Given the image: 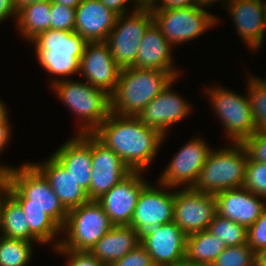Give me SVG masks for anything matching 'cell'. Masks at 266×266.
Wrapping results in <instances>:
<instances>
[{
  "mask_svg": "<svg viewBox=\"0 0 266 266\" xmlns=\"http://www.w3.org/2000/svg\"><path fill=\"white\" fill-rule=\"evenodd\" d=\"M8 193L20 204L30 232L41 242L54 241L61 234L68 211L53 192L44 175L31 163L6 171Z\"/></svg>",
  "mask_w": 266,
  "mask_h": 266,
  "instance_id": "1",
  "label": "cell"
},
{
  "mask_svg": "<svg viewBox=\"0 0 266 266\" xmlns=\"http://www.w3.org/2000/svg\"><path fill=\"white\" fill-rule=\"evenodd\" d=\"M92 134L112 149L131 171L141 172L155 159L165 138L136 116H121L112 112Z\"/></svg>",
  "mask_w": 266,
  "mask_h": 266,
  "instance_id": "2",
  "label": "cell"
},
{
  "mask_svg": "<svg viewBox=\"0 0 266 266\" xmlns=\"http://www.w3.org/2000/svg\"><path fill=\"white\" fill-rule=\"evenodd\" d=\"M178 76V71L135 67L121 69L116 88L110 95V112L137 116Z\"/></svg>",
  "mask_w": 266,
  "mask_h": 266,
  "instance_id": "3",
  "label": "cell"
},
{
  "mask_svg": "<svg viewBox=\"0 0 266 266\" xmlns=\"http://www.w3.org/2000/svg\"><path fill=\"white\" fill-rule=\"evenodd\" d=\"M34 43L41 66L56 76H70L79 72L80 58L87 41L78 33L51 30L39 33Z\"/></svg>",
  "mask_w": 266,
  "mask_h": 266,
  "instance_id": "4",
  "label": "cell"
},
{
  "mask_svg": "<svg viewBox=\"0 0 266 266\" xmlns=\"http://www.w3.org/2000/svg\"><path fill=\"white\" fill-rule=\"evenodd\" d=\"M248 154L241 142L232 147L211 150L202 167L195 190L216 194L227 189L243 187Z\"/></svg>",
  "mask_w": 266,
  "mask_h": 266,
  "instance_id": "5",
  "label": "cell"
},
{
  "mask_svg": "<svg viewBox=\"0 0 266 266\" xmlns=\"http://www.w3.org/2000/svg\"><path fill=\"white\" fill-rule=\"evenodd\" d=\"M56 94L66 106L83 120L78 134H92L110 114V95L88 82L57 78L52 83ZM83 125V126H82Z\"/></svg>",
  "mask_w": 266,
  "mask_h": 266,
  "instance_id": "6",
  "label": "cell"
},
{
  "mask_svg": "<svg viewBox=\"0 0 266 266\" xmlns=\"http://www.w3.org/2000/svg\"><path fill=\"white\" fill-rule=\"evenodd\" d=\"M113 226L101 204L97 200H90L68 211L61 228L62 233L67 231L68 238L64 241L59 239L54 248L89 252Z\"/></svg>",
  "mask_w": 266,
  "mask_h": 266,
  "instance_id": "7",
  "label": "cell"
},
{
  "mask_svg": "<svg viewBox=\"0 0 266 266\" xmlns=\"http://www.w3.org/2000/svg\"><path fill=\"white\" fill-rule=\"evenodd\" d=\"M125 15H118L105 41L114 61L121 69L134 66L142 37L154 22L151 9H134L126 19Z\"/></svg>",
  "mask_w": 266,
  "mask_h": 266,
  "instance_id": "8",
  "label": "cell"
},
{
  "mask_svg": "<svg viewBox=\"0 0 266 266\" xmlns=\"http://www.w3.org/2000/svg\"><path fill=\"white\" fill-rule=\"evenodd\" d=\"M204 6H191L168 10H152L154 22L168 42L174 46L192 40L217 24L218 18L209 14Z\"/></svg>",
  "mask_w": 266,
  "mask_h": 266,
  "instance_id": "9",
  "label": "cell"
},
{
  "mask_svg": "<svg viewBox=\"0 0 266 266\" xmlns=\"http://www.w3.org/2000/svg\"><path fill=\"white\" fill-rule=\"evenodd\" d=\"M136 233L154 266H169L185 259L187 235L174 221L142 224Z\"/></svg>",
  "mask_w": 266,
  "mask_h": 266,
  "instance_id": "10",
  "label": "cell"
},
{
  "mask_svg": "<svg viewBox=\"0 0 266 266\" xmlns=\"http://www.w3.org/2000/svg\"><path fill=\"white\" fill-rule=\"evenodd\" d=\"M210 101L219 115L227 136L234 142H242L256 132L248 97L238 95L222 87L208 88Z\"/></svg>",
  "mask_w": 266,
  "mask_h": 266,
  "instance_id": "11",
  "label": "cell"
},
{
  "mask_svg": "<svg viewBox=\"0 0 266 266\" xmlns=\"http://www.w3.org/2000/svg\"><path fill=\"white\" fill-rule=\"evenodd\" d=\"M216 214L217 202L214 194L200 192L194 188L174 191L173 221L187 236L207 230Z\"/></svg>",
  "mask_w": 266,
  "mask_h": 266,
  "instance_id": "12",
  "label": "cell"
},
{
  "mask_svg": "<svg viewBox=\"0 0 266 266\" xmlns=\"http://www.w3.org/2000/svg\"><path fill=\"white\" fill-rule=\"evenodd\" d=\"M212 149L197 138L189 141L177 152L161 175V188H172L183 185L185 188H193L198 181L203 165ZM186 184V185H185ZM188 185V186H187Z\"/></svg>",
  "mask_w": 266,
  "mask_h": 266,
  "instance_id": "13",
  "label": "cell"
},
{
  "mask_svg": "<svg viewBox=\"0 0 266 266\" xmlns=\"http://www.w3.org/2000/svg\"><path fill=\"white\" fill-rule=\"evenodd\" d=\"M92 177L88 193L90 200H98L131 170L121 158L91 134Z\"/></svg>",
  "mask_w": 266,
  "mask_h": 266,
  "instance_id": "14",
  "label": "cell"
},
{
  "mask_svg": "<svg viewBox=\"0 0 266 266\" xmlns=\"http://www.w3.org/2000/svg\"><path fill=\"white\" fill-rule=\"evenodd\" d=\"M120 71L105 41L87 42L79 64V72L84 75L86 82L111 95Z\"/></svg>",
  "mask_w": 266,
  "mask_h": 266,
  "instance_id": "15",
  "label": "cell"
},
{
  "mask_svg": "<svg viewBox=\"0 0 266 266\" xmlns=\"http://www.w3.org/2000/svg\"><path fill=\"white\" fill-rule=\"evenodd\" d=\"M141 171H131L97 201L114 226L130 225L138 196L148 182Z\"/></svg>",
  "mask_w": 266,
  "mask_h": 266,
  "instance_id": "16",
  "label": "cell"
},
{
  "mask_svg": "<svg viewBox=\"0 0 266 266\" xmlns=\"http://www.w3.org/2000/svg\"><path fill=\"white\" fill-rule=\"evenodd\" d=\"M174 81L175 79L136 116L146 126L157 129L163 136L170 125L186 118L191 109L190 103L187 104L170 89Z\"/></svg>",
  "mask_w": 266,
  "mask_h": 266,
  "instance_id": "17",
  "label": "cell"
},
{
  "mask_svg": "<svg viewBox=\"0 0 266 266\" xmlns=\"http://www.w3.org/2000/svg\"><path fill=\"white\" fill-rule=\"evenodd\" d=\"M215 198L218 215L243 225L247 229L259 218L266 206V202H263L265 198L244 187L218 192Z\"/></svg>",
  "mask_w": 266,
  "mask_h": 266,
  "instance_id": "18",
  "label": "cell"
},
{
  "mask_svg": "<svg viewBox=\"0 0 266 266\" xmlns=\"http://www.w3.org/2000/svg\"><path fill=\"white\" fill-rule=\"evenodd\" d=\"M173 216L174 192L148 183L138 196L130 226L136 230L142 224H166L173 221Z\"/></svg>",
  "mask_w": 266,
  "mask_h": 266,
  "instance_id": "19",
  "label": "cell"
},
{
  "mask_svg": "<svg viewBox=\"0 0 266 266\" xmlns=\"http://www.w3.org/2000/svg\"><path fill=\"white\" fill-rule=\"evenodd\" d=\"M227 7L237 26V34L251 50L256 51L265 35L266 3L261 0H234Z\"/></svg>",
  "mask_w": 266,
  "mask_h": 266,
  "instance_id": "20",
  "label": "cell"
},
{
  "mask_svg": "<svg viewBox=\"0 0 266 266\" xmlns=\"http://www.w3.org/2000/svg\"><path fill=\"white\" fill-rule=\"evenodd\" d=\"M117 17L99 0H82L76 7L75 32L87 42L106 41Z\"/></svg>",
  "mask_w": 266,
  "mask_h": 266,
  "instance_id": "21",
  "label": "cell"
},
{
  "mask_svg": "<svg viewBox=\"0 0 266 266\" xmlns=\"http://www.w3.org/2000/svg\"><path fill=\"white\" fill-rule=\"evenodd\" d=\"M53 156L75 178L78 185L88 192L92 177L91 134H77L55 151Z\"/></svg>",
  "mask_w": 266,
  "mask_h": 266,
  "instance_id": "22",
  "label": "cell"
},
{
  "mask_svg": "<svg viewBox=\"0 0 266 266\" xmlns=\"http://www.w3.org/2000/svg\"><path fill=\"white\" fill-rule=\"evenodd\" d=\"M33 165L47 179L67 211L90 201L87 191L78 185L75 178L53 155L42 164L33 163Z\"/></svg>",
  "mask_w": 266,
  "mask_h": 266,
  "instance_id": "23",
  "label": "cell"
},
{
  "mask_svg": "<svg viewBox=\"0 0 266 266\" xmlns=\"http://www.w3.org/2000/svg\"><path fill=\"white\" fill-rule=\"evenodd\" d=\"M171 48L172 45L164 37L161 29L153 22L142 37L133 67L161 71H177L172 66L173 57L171 55Z\"/></svg>",
  "mask_w": 266,
  "mask_h": 266,
  "instance_id": "24",
  "label": "cell"
},
{
  "mask_svg": "<svg viewBox=\"0 0 266 266\" xmlns=\"http://www.w3.org/2000/svg\"><path fill=\"white\" fill-rule=\"evenodd\" d=\"M141 242L130 225L113 226L89 251L99 262L110 266Z\"/></svg>",
  "mask_w": 266,
  "mask_h": 266,
  "instance_id": "25",
  "label": "cell"
},
{
  "mask_svg": "<svg viewBox=\"0 0 266 266\" xmlns=\"http://www.w3.org/2000/svg\"><path fill=\"white\" fill-rule=\"evenodd\" d=\"M0 230L3 237L41 243L31 232L20 204L9 194L0 206Z\"/></svg>",
  "mask_w": 266,
  "mask_h": 266,
  "instance_id": "26",
  "label": "cell"
},
{
  "mask_svg": "<svg viewBox=\"0 0 266 266\" xmlns=\"http://www.w3.org/2000/svg\"><path fill=\"white\" fill-rule=\"evenodd\" d=\"M225 249L226 245L219 237L203 230L187 236L185 259L198 265L211 266Z\"/></svg>",
  "mask_w": 266,
  "mask_h": 266,
  "instance_id": "27",
  "label": "cell"
},
{
  "mask_svg": "<svg viewBox=\"0 0 266 266\" xmlns=\"http://www.w3.org/2000/svg\"><path fill=\"white\" fill-rule=\"evenodd\" d=\"M16 19L22 37L30 42L39 33L51 29V1L24 6L18 11Z\"/></svg>",
  "mask_w": 266,
  "mask_h": 266,
  "instance_id": "28",
  "label": "cell"
},
{
  "mask_svg": "<svg viewBox=\"0 0 266 266\" xmlns=\"http://www.w3.org/2000/svg\"><path fill=\"white\" fill-rule=\"evenodd\" d=\"M207 230L219 237L226 247L247 244V228L218 214L209 223Z\"/></svg>",
  "mask_w": 266,
  "mask_h": 266,
  "instance_id": "29",
  "label": "cell"
},
{
  "mask_svg": "<svg viewBox=\"0 0 266 266\" xmlns=\"http://www.w3.org/2000/svg\"><path fill=\"white\" fill-rule=\"evenodd\" d=\"M32 243L0 237V266H27L32 256Z\"/></svg>",
  "mask_w": 266,
  "mask_h": 266,
  "instance_id": "30",
  "label": "cell"
},
{
  "mask_svg": "<svg viewBox=\"0 0 266 266\" xmlns=\"http://www.w3.org/2000/svg\"><path fill=\"white\" fill-rule=\"evenodd\" d=\"M248 100L256 131L266 132V85L260 78L249 77Z\"/></svg>",
  "mask_w": 266,
  "mask_h": 266,
  "instance_id": "31",
  "label": "cell"
},
{
  "mask_svg": "<svg viewBox=\"0 0 266 266\" xmlns=\"http://www.w3.org/2000/svg\"><path fill=\"white\" fill-rule=\"evenodd\" d=\"M211 266H255V252L248 244L229 246Z\"/></svg>",
  "mask_w": 266,
  "mask_h": 266,
  "instance_id": "32",
  "label": "cell"
},
{
  "mask_svg": "<svg viewBox=\"0 0 266 266\" xmlns=\"http://www.w3.org/2000/svg\"><path fill=\"white\" fill-rule=\"evenodd\" d=\"M243 187L266 199V163L248 157Z\"/></svg>",
  "mask_w": 266,
  "mask_h": 266,
  "instance_id": "33",
  "label": "cell"
},
{
  "mask_svg": "<svg viewBox=\"0 0 266 266\" xmlns=\"http://www.w3.org/2000/svg\"><path fill=\"white\" fill-rule=\"evenodd\" d=\"M76 9L51 2V30L75 31Z\"/></svg>",
  "mask_w": 266,
  "mask_h": 266,
  "instance_id": "34",
  "label": "cell"
},
{
  "mask_svg": "<svg viewBox=\"0 0 266 266\" xmlns=\"http://www.w3.org/2000/svg\"><path fill=\"white\" fill-rule=\"evenodd\" d=\"M241 143L251 160L266 163V132L256 131Z\"/></svg>",
  "mask_w": 266,
  "mask_h": 266,
  "instance_id": "35",
  "label": "cell"
},
{
  "mask_svg": "<svg viewBox=\"0 0 266 266\" xmlns=\"http://www.w3.org/2000/svg\"><path fill=\"white\" fill-rule=\"evenodd\" d=\"M247 244L254 252L266 247V206L259 218L247 229Z\"/></svg>",
  "mask_w": 266,
  "mask_h": 266,
  "instance_id": "36",
  "label": "cell"
},
{
  "mask_svg": "<svg viewBox=\"0 0 266 266\" xmlns=\"http://www.w3.org/2000/svg\"><path fill=\"white\" fill-rule=\"evenodd\" d=\"M110 266H154L152 258L146 249L139 244L135 249L128 252L120 260Z\"/></svg>",
  "mask_w": 266,
  "mask_h": 266,
  "instance_id": "37",
  "label": "cell"
},
{
  "mask_svg": "<svg viewBox=\"0 0 266 266\" xmlns=\"http://www.w3.org/2000/svg\"><path fill=\"white\" fill-rule=\"evenodd\" d=\"M58 253H64L69 258L68 266H105L99 262L90 252L55 249Z\"/></svg>",
  "mask_w": 266,
  "mask_h": 266,
  "instance_id": "38",
  "label": "cell"
},
{
  "mask_svg": "<svg viewBox=\"0 0 266 266\" xmlns=\"http://www.w3.org/2000/svg\"><path fill=\"white\" fill-rule=\"evenodd\" d=\"M191 6H204V4L202 0H160V4H156L151 10H168Z\"/></svg>",
  "mask_w": 266,
  "mask_h": 266,
  "instance_id": "39",
  "label": "cell"
},
{
  "mask_svg": "<svg viewBox=\"0 0 266 266\" xmlns=\"http://www.w3.org/2000/svg\"><path fill=\"white\" fill-rule=\"evenodd\" d=\"M17 13L13 0H0V22L9 16L17 18Z\"/></svg>",
  "mask_w": 266,
  "mask_h": 266,
  "instance_id": "40",
  "label": "cell"
},
{
  "mask_svg": "<svg viewBox=\"0 0 266 266\" xmlns=\"http://www.w3.org/2000/svg\"><path fill=\"white\" fill-rule=\"evenodd\" d=\"M107 8L114 11L118 15L126 14V3L131 0H99ZM134 2V0H133Z\"/></svg>",
  "mask_w": 266,
  "mask_h": 266,
  "instance_id": "41",
  "label": "cell"
},
{
  "mask_svg": "<svg viewBox=\"0 0 266 266\" xmlns=\"http://www.w3.org/2000/svg\"><path fill=\"white\" fill-rule=\"evenodd\" d=\"M8 123V118L0 122V153L3 151L4 146L7 145L6 143H8L11 135V126Z\"/></svg>",
  "mask_w": 266,
  "mask_h": 266,
  "instance_id": "42",
  "label": "cell"
},
{
  "mask_svg": "<svg viewBox=\"0 0 266 266\" xmlns=\"http://www.w3.org/2000/svg\"><path fill=\"white\" fill-rule=\"evenodd\" d=\"M9 178L8 175L5 173L1 178H0V206L2 203L3 198L6 196V194L9 191Z\"/></svg>",
  "mask_w": 266,
  "mask_h": 266,
  "instance_id": "43",
  "label": "cell"
},
{
  "mask_svg": "<svg viewBox=\"0 0 266 266\" xmlns=\"http://www.w3.org/2000/svg\"><path fill=\"white\" fill-rule=\"evenodd\" d=\"M156 1L159 2V0H135V9H152L156 6Z\"/></svg>",
  "mask_w": 266,
  "mask_h": 266,
  "instance_id": "44",
  "label": "cell"
},
{
  "mask_svg": "<svg viewBox=\"0 0 266 266\" xmlns=\"http://www.w3.org/2000/svg\"><path fill=\"white\" fill-rule=\"evenodd\" d=\"M255 266H266V247L255 252Z\"/></svg>",
  "mask_w": 266,
  "mask_h": 266,
  "instance_id": "45",
  "label": "cell"
},
{
  "mask_svg": "<svg viewBox=\"0 0 266 266\" xmlns=\"http://www.w3.org/2000/svg\"><path fill=\"white\" fill-rule=\"evenodd\" d=\"M51 0H13L16 11L18 12L24 6L33 4L36 2H50Z\"/></svg>",
  "mask_w": 266,
  "mask_h": 266,
  "instance_id": "46",
  "label": "cell"
},
{
  "mask_svg": "<svg viewBox=\"0 0 266 266\" xmlns=\"http://www.w3.org/2000/svg\"><path fill=\"white\" fill-rule=\"evenodd\" d=\"M51 2H56L64 6L76 9V7L82 2V0H51Z\"/></svg>",
  "mask_w": 266,
  "mask_h": 266,
  "instance_id": "47",
  "label": "cell"
},
{
  "mask_svg": "<svg viewBox=\"0 0 266 266\" xmlns=\"http://www.w3.org/2000/svg\"><path fill=\"white\" fill-rule=\"evenodd\" d=\"M8 117L6 106L0 101V122Z\"/></svg>",
  "mask_w": 266,
  "mask_h": 266,
  "instance_id": "48",
  "label": "cell"
},
{
  "mask_svg": "<svg viewBox=\"0 0 266 266\" xmlns=\"http://www.w3.org/2000/svg\"><path fill=\"white\" fill-rule=\"evenodd\" d=\"M169 266H203V265H198L192 262L187 261L186 259L180 261L179 263H175Z\"/></svg>",
  "mask_w": 266,
  "mask_h": 266,
  "instance_id": "49",
  "label": "cell"
},
{
  "mask_svg": "<svg viewBox=\"0 0 266 266\" xmlns=\"http://www.w3.org/2000/svg\"><path fill=\"white\" fill-rule=\"evenodd\" d=\"M216 1H219V0H202L203 4L205 7H207V5L209 6L210 4H213V2H216ZM234 0H223L224 3H226V6L233 2Z\"/></svg>",
  "mask_w": 266,
  "mask_h": 266,
  "instance_id": "50",
  "label": "cell"
},
{
  "mask_svg": "<svg viewBox=\"0 0 266 266\" xmlns=\"http://www.w3.org/2000/svg\"><path fill=\"white\" fill-rule=\"evenodd\" d=\"M9 169V166H0V178L6 173V171Z\"/></svg>",
  "mask_w": 266,
  "mask_h": 266,
  "instance_id": "51",
  "label": "cell"
},
{
  "mask_svg": "<svg viewBox=\"0 0 266 266\" xmlns=\"http://www.w3.org/2000/svg\"><path fill=\"white\" fill-rule=\"evenodd\" d=\"M261 81L263 82L264 85H266V79L265 80L261 79Z\"/></svg>",
  "mask_w": 266,
  "mask_h": 266,
  "instance_id": "52",
  "label": "cell"
}]
</instances>
